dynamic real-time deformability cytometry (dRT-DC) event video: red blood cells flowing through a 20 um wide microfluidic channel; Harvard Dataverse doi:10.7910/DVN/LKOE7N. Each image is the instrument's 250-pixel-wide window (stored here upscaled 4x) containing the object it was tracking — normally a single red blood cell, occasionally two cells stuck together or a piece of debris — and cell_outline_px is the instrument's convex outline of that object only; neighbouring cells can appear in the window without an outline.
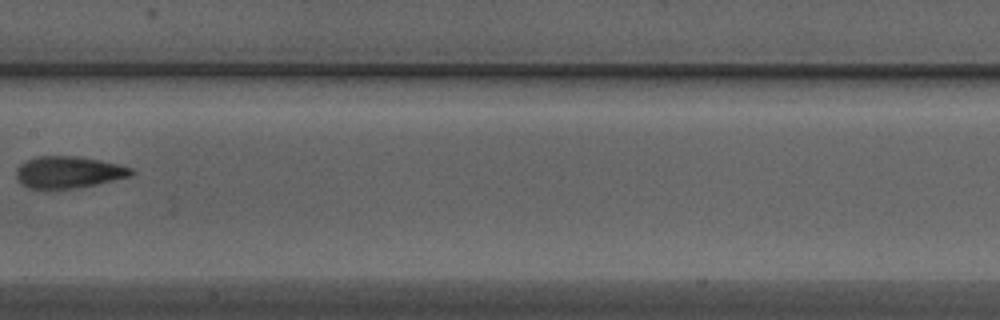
{"species": "Egyptian fruit bat (a non-hibernating species)", "species_latin": "Rousettus aegyptiacus", "temperature_condition": "warm", "stored_images_in_passage": 7, "camera_frame_rate_fps": 3000, "um_per_image_px": 0.085, "animal": {"sex": "male"}, "frame": {"image": 1, "passage_image": 7, "time_ms": 2.0, "image_size_px": [1000, 320], "cell_outline_px": [[136, 172], [128, 176], [96, 184], [72, 188], [28, 188], [20, 184], [16, 176], [16, 168], [20, 164], [36, 156], [80, 156], [100, 160], [132, 168]], "centroid_in_image_um": [5.78, 14.62], "position_along_channel_um": 201.6, "area_um2": 21.1}}